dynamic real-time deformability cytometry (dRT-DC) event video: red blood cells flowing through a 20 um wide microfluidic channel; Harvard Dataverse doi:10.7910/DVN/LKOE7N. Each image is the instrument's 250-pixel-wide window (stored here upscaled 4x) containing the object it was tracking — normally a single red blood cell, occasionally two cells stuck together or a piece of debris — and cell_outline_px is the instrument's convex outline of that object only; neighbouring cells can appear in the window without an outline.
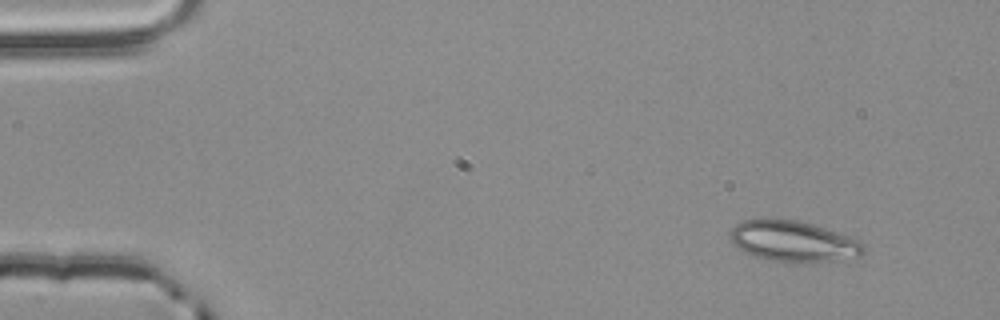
{"species": "common noctule bat (a hibernating species)", "species_latin": "Nyctalus noctula", "temperature_condition": "room temperature", "stored_images_in_passage": 3, "camera_frame_rate_fps": 3000, "um_per_image_px": 0.085, "animal": {"sex": "male", "body_mass_g": 20.4}, "frame": {"image": 1, "passage_image": 1, "time_ms": 0.0, "image_size_px": [1000, 320], "cell_outline_px": [[864, 252], [860, 256], [832, 260], [768, 260], [744, 252], [736, 248], [732, 240], [732, 228], [736, 224], [744, 220], [796, 220], [812, 224], [860, 240], [864, 244]], "centroid_in_image_um": [67.43, 20.49], "position_along_channel_um": 17.6, "area_um2": 30.52}}